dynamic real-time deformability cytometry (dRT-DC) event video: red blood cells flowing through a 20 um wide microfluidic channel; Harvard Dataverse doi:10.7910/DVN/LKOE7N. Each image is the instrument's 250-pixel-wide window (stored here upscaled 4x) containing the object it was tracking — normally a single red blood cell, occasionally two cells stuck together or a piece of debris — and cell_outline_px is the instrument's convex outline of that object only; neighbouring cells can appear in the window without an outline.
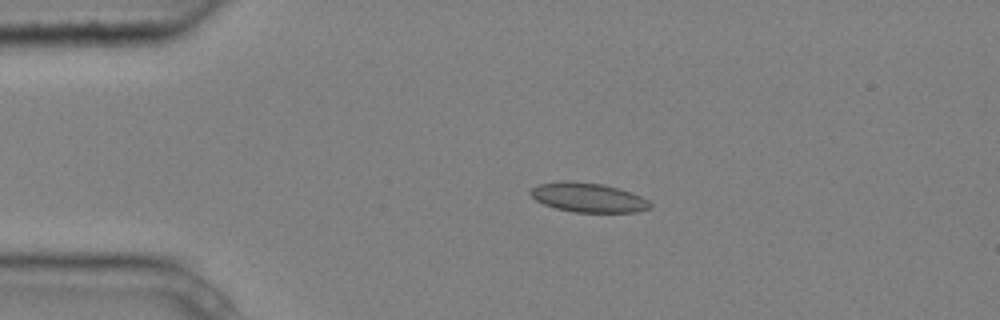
{"species": "common noctule bat (a hibernating species)", "species_latin": "Nyctalus noctula", "temperature_condition": "cold", "stored_images_in_passage": 7, "camera_frame_rate_fps": 3000, "um_per_image_px": 0.085, "animal": {"sex": "male", "body_mass_g": 20.4}, "frame": {"image": 1, "passage_image": 3, "time_ms": 0.667, "image_size_px": [1000, 320], "cell_outline_px": [[652, 208], [636, 212], [572, 212], [556, 208], [544, 204], [536, 200], [528, 192], [532, 188], [540, 184], [560, 180], [568, 180], [604, 184], [620, 188], [632, 192], [648, 200], [652, 204]], "centroid_in_image_um": [50.01, 16.78], "position_along_channel_um": 35.0, "area_um2": 20.69}}
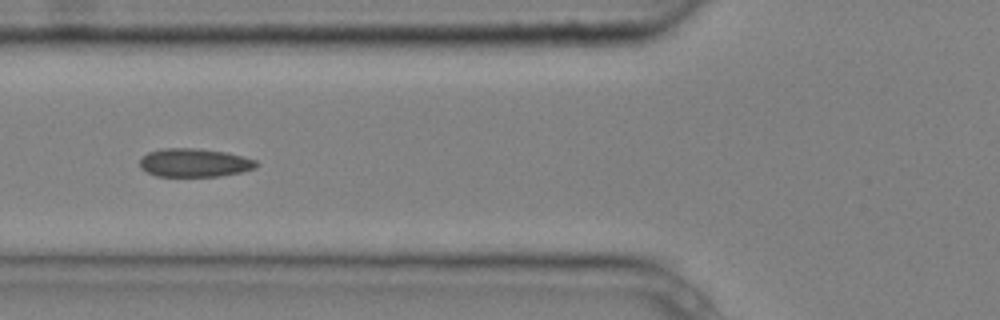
{"frame": {"image": 2, "passage_image": 5, "time_ms": 1.333, "image_size_px": [1000, 320], "cell_outline_px": [[260, 164], [256, 168], [240, 172], [220, 176], [156, 176], [140, 168], [140, 160], [148, 152], [164, 148], [192, 148], [228, 152], [256, 160]], "centroid_in_image_um": [16.55, 13.83], "position_along_channel_um": 109.2, "area_um2": 19.31}}
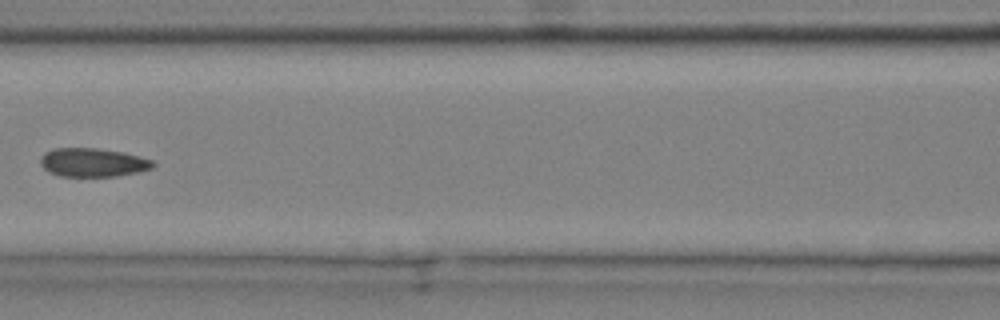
{"frame": {"image": 3, "passage_image": 6, "time_ms": 1.667, "image_size_px": [1000, 320], "cell_outline_px": [[156, 164], [152, 168], [136, 172], [116, 176], [60, 176], [48, 172], [40, 164], [40, 156], [44, 152], [52, 148], [96, 148], [124, 152], [152, 160]], "centroid_in_image_um": [7.85, 13.8], "position_along_channel_um": 158.8, "area_um2": 18.84}}